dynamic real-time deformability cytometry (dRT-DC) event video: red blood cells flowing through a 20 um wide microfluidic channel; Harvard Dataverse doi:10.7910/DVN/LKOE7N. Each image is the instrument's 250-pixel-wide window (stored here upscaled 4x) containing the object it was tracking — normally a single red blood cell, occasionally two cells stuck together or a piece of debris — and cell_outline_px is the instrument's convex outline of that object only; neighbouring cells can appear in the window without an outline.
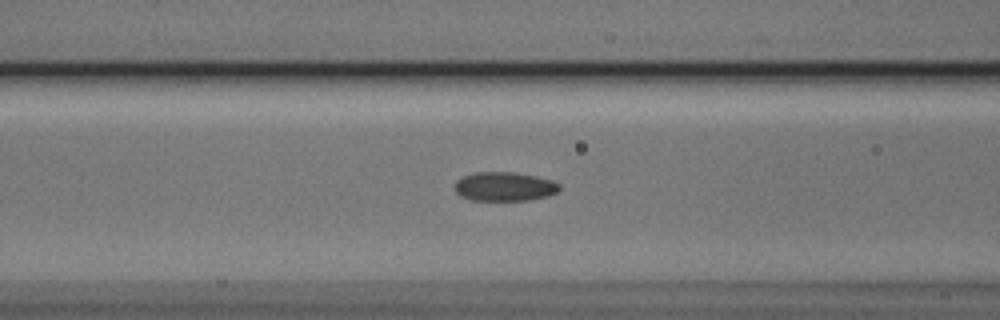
{"species": "Egyptian fruit bat (a non-hibernating species)", "species_latin": "Rousettus aegyptiacus", "temperature_condition": "cold", "stored_images_in_passage": 44, "camera_frame_rate_fps": 3000, "um_per_image_px": 0.085, "animal": {"sex": "male"}, "frame": {"image": 1, "passage_image": 22, "time_ms": 7.0, "image_size_px": [1000, 320], "cell_outline_px": [[560, 188], [556, 192], [548, 196], [528, 200], [472, 200], [460, 196], [452, 188], [456, 180], [464, 176], [476, 172], [512, 172], [536, 176], [552, 180], [560, 184]], "centroid_in_image_um": [42.85, 15.85], "position_along_channel_um": 123.8, "area_um2": 17.8}}
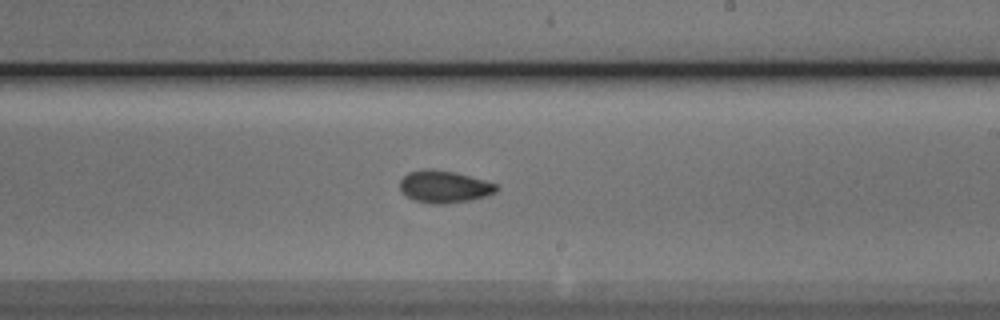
{"frame": {"image": 2, "passage_image": 32, "time_ms": 10.333, "image_size_px": [1000, 320], "cell_outline_px": [[500, 188], [496, 192], [488, 196], [472, 200], [444, 204], [428, 204], [416, 200], [408, 196], [400, 188], [400, 180], [408, 172], [424, 168], [432, 168], [456, 172], [484, 180], [496, 184]], "centroid_in_image_um": [37.79, 15.86], "position_along_channel_um": 251.2, "area_um2": 18.32}}
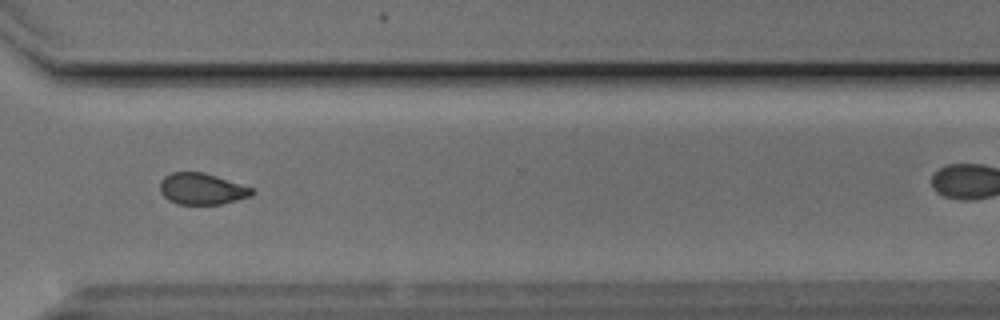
{"frame": {"image": 3, "passage_image": 40, "time_ms": 13.0, "image_size_px": [1000, 320], "cell_outline_px": [[256, 192], [252, 196], [220, 204], [176, 204], [168, 200], [160, 192], [160, 180], [164, 176], [172, 172], [204, 172], [252, 188]], "centroid_in_image_um": [17.13, 16.05], "position_along_channel_um": 353.5, "area_um2": 16.82}}